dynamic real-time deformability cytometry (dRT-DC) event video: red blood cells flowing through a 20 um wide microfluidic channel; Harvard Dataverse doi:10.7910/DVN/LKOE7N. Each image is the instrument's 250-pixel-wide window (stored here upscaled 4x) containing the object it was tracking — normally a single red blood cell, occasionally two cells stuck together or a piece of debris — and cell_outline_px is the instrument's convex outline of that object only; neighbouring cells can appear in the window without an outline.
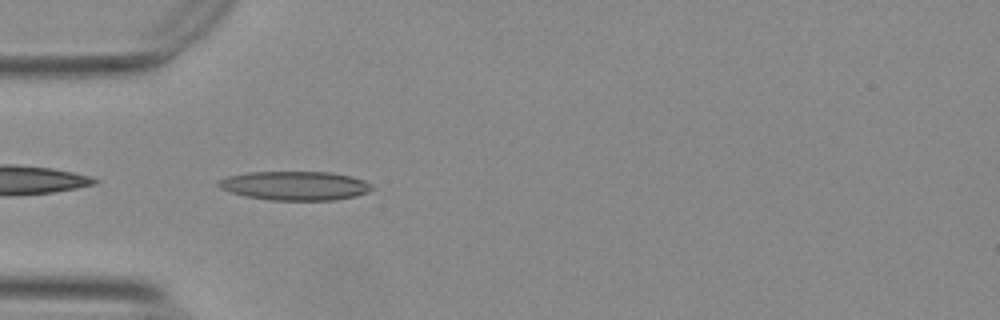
{"species": "Egyptian fruit bat (a non-hibernating species)", "species_latin": "Rousettus aegyptiacus", "temperature_condition": "warm", "stored_images_in_passage": 39, "camera_frame_rate_fps": 3000, "um_per_image_px": 0.085, "animal": {"sex": "female"}, "frame": {"image": 1, "passage_image": 1, "time_ms": 0.0, "image_size_px": [1000, 320], "cell_outline_px": [[372, 188], [368, 192], [356, 196], [336, 200], [272, 200], [244, 196], [220, 188], [216, 184], [216, 180], [228, 176], [248, 172], [328, 172], [348, 176], [364, 180], [372, 184]], "centroid_in_image_um": [25.05, 15.79], "position_along_channel_um": 60.0, "area_um2": 25.89}}
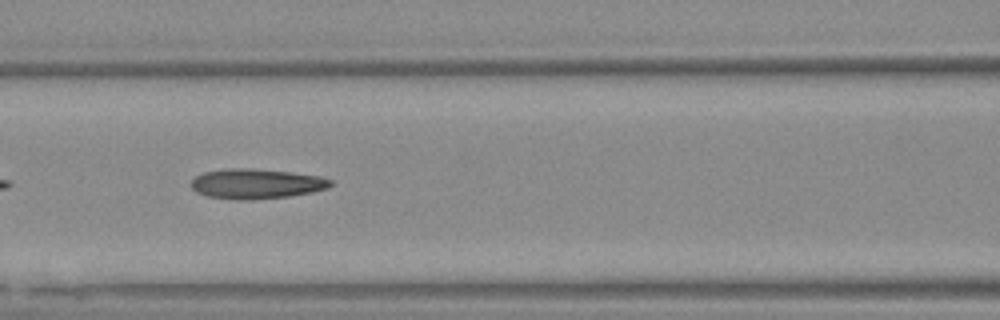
{"frame": {"image": 2, "passage_image": 8, "time_ms": 2.333, "image_size_px": [1000, 320], "cell_outline_px": [[332, 184], [328, 188], [312, 192], [288, 196], [252, 200], [232, 200], [208, 196], [196, 192], [192, 188], [192, 180], [196, 176], [204, 172], [228, 168], [248, 168], [288, 172], [320, 176], [332, 180]], "centroid_in_image_um": [21.77, 15.63], "position_along_channel_um": 144.8, "area_um2": 24.28}}
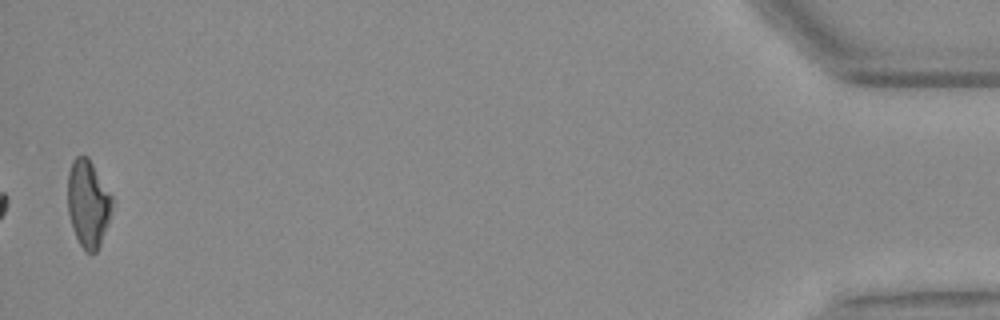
{"frame": {"image": 3, "passage_image": 38, "time_ms": 12.333, "image_size_px": [1000, 320], "cell_outline_px": [[112, 204], [108, 220], [100, 244], [96, 252], [84, 252], [76, 236], [68, 212], [68, 172], [72, 160], [76, 156], [88, 156], [112, 196]], "centroid_in_image_um": [7.47, 17.27], "position_along_channel_um": 427.7, "area_um2": 22.2}, "authors_computed_cell_mechanics": {"area_um2": 23.2934, "velocity_mm_per_s": 3.756, "shape_relaxation_time_tau1_ms": null, "shape_relaxation_time_tau2_ms": 3.4202, "deformation_change_tau1": null, "deformation_change_tau2": 0.1324}}